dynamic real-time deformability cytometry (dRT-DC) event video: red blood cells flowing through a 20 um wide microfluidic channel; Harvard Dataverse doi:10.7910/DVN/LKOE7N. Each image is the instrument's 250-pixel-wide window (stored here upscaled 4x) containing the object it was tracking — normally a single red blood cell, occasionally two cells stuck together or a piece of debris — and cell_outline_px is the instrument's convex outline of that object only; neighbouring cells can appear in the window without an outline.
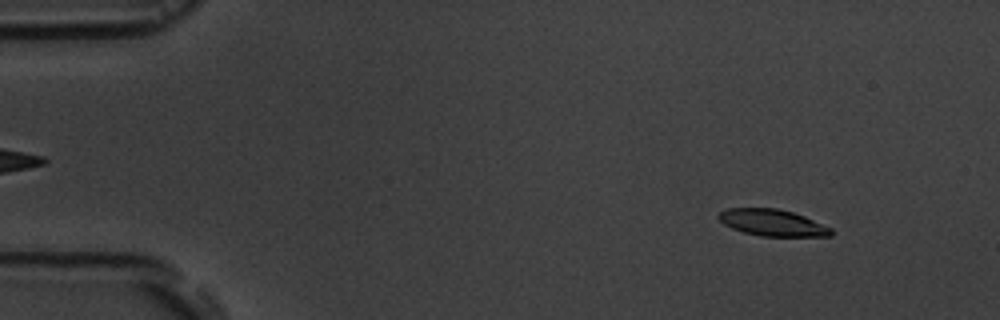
{"species": "common noctule bat (a hibernating species)", "species_latin": "Nyctalus noctula", "temperature_condition": "room temperature", "stored_images_in_passage": 4, "camera_frame_rate_fps": 3000, "um_per_image_px": 0.085, "animal": {"sex": "male", "body_mass_g": 19.5, "forearm_length_mm": 54.6}, "frame": {"image": 1, "passage_image": 1, "time_ms": 0.0, "image_size_px": [1000, 320], "cell_outline_px": [[832, 236], [760, 236], [744, 232], [732, 228], [724, 224], [716, 216], [720, 212], [728, 208], [776, 208], [792, 212], [804, 216], [832, 228]], "centroid_in_image_um": [65.65, 18.93], "position_along_channel_um": 19.4, "area_um2": 17.34}}
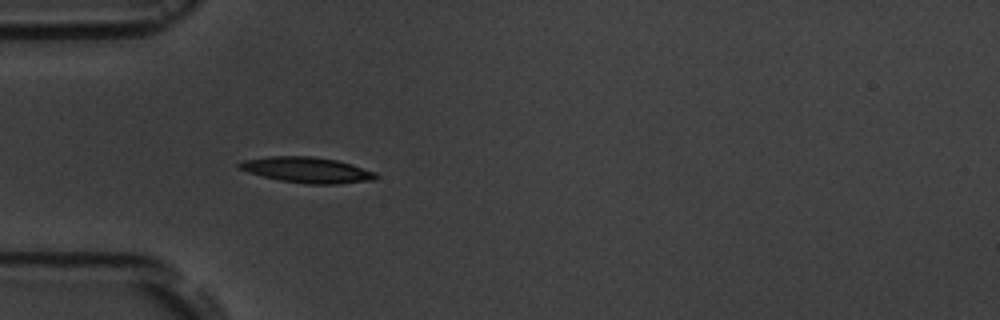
{"frame": {"image": 2, "passage_image": 4, "time_ms": 3.667, "image_size_px": [1000, 320], "cell_outline_px": [[380, 176], [372, 180], [336, 184], [308, 184], [280, 180], [248, 172], [236, 168], [236, 164], [240, 160], [268, 156], [312, 156], [336, 160], [352, 164], [376, 172]], "centroid_in_image_um": [26.06, 14.43], "position_along_channel_um": 58.9, "area_um2": 20.58}}